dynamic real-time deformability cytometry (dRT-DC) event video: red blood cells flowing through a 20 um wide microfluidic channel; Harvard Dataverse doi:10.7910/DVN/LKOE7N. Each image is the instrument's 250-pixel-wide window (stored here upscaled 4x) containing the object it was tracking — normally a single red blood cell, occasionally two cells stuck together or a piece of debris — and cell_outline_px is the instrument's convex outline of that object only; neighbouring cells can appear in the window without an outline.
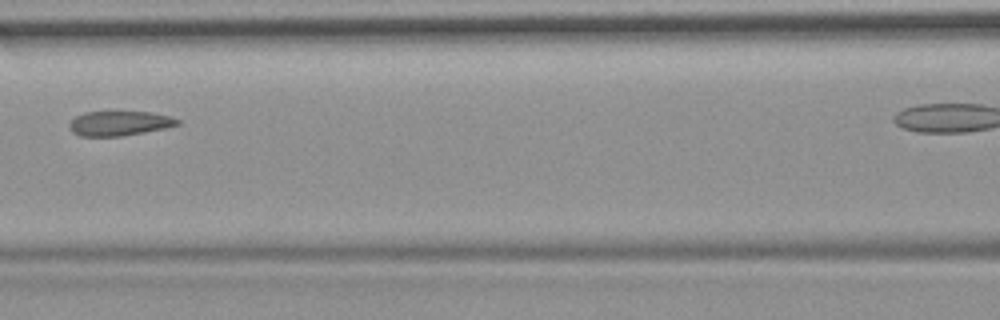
{"species": "common noctule bat (a hibernating species)", "species_latin": "Nyctalus noctula", "temperature_condition": "room temperature", "stored_images_in_passage": 7, "camera_frame_rate_fps": 3000, "um_per_image_px": 0.085, "animal": {"sex": "female", "body_mass_g": 19.9}, "frame": {"image": 1, "passage_image": 6, "time_ms": 5.667, "image_size_px": [1000, 320], "cell_outline_px": [[180, 124], [168, 128], [120, 136], [80, 136], [72, 132], [68, 124], [76, 116], [84, 112], [152, 112], [168, 116], [180, 120]], "centroid_in_image_um": [10.16, 10.48], "position_along_channel_um": 156.4, "area_um2": 15.49}}